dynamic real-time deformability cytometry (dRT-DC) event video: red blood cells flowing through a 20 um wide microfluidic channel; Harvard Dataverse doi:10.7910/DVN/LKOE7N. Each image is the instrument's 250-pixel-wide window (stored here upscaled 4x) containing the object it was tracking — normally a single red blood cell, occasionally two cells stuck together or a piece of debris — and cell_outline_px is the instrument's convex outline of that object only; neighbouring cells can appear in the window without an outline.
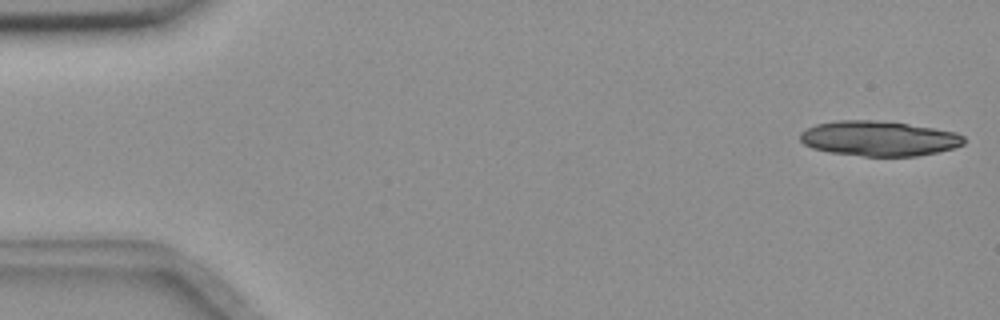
{"species": "common noctule bat (a hibernating species)", "species_latin": "Nyctalus noctula", "temperature_condition": "room temperature", "stored_images_in_passage": 4, "camera_frame_rate_fps": 3000, "um_per_image_px": 0.085, "animal": {"sex": "female", "body_mass_g": 18.4}, "frame": {"image": 1, "passage_image": 1, "time_ms": 0.0, "image_size_px": [1000, 320], "cell_outline_px": [[964, 144], [952, 148], [936, 152], [916, 156], [864, 156], [828, 152], [812, 148], [804, 144], [800, 140], [800, 132], [816, 124], [836, 120], [872, 120], [908, 124], [956, 132], [964, 136]], "centroid_in_image_um": [74.67, 11.77], "position_along_channel_um": 10.3, "area_um2": 33.29}}